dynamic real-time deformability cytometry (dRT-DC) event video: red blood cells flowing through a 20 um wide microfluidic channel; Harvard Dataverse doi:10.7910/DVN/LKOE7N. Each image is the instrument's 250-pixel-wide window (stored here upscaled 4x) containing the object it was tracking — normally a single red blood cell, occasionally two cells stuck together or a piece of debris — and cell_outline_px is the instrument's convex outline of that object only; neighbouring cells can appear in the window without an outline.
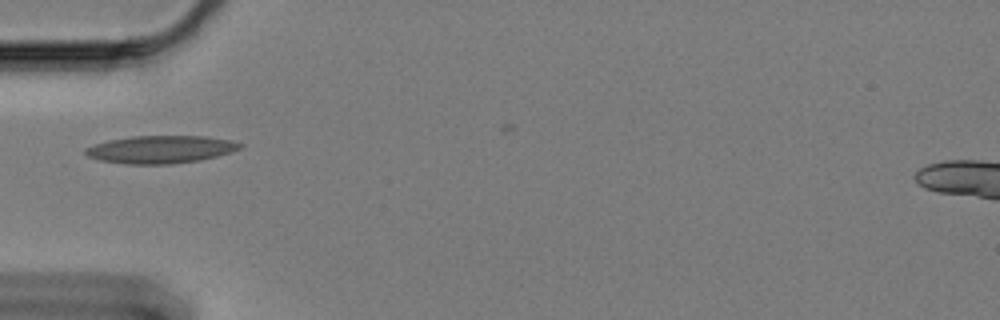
{"species": "Egyptian fruit bat (a non-hibernating species)", "species_latin": "Rousettus aegyptiacus", "temperature_condition": "cold", "stored_images_in_passage": 11, "camera_frame_rate_fps": 3000, "um_per_image_px": 0.085, "animal": {"sex": "female"}, "frame": {"image": 1, "passage_image": 1, "time_ms": 0.0, "image_size_px": [1000, 320], "cell_outline_px": [[244, 144], [240, 148], [216, 156], [200, 160], [172, 164], [124, 164], [100, 160], [88, 156], [84, 152], [84, 148], [108, 140], [132, 136], [208, 136], [232, 140]], "centroid_in_image_um": [13.65, 12.69], "position_along_channel_um": 71.4, "area_um2": 24.91}}
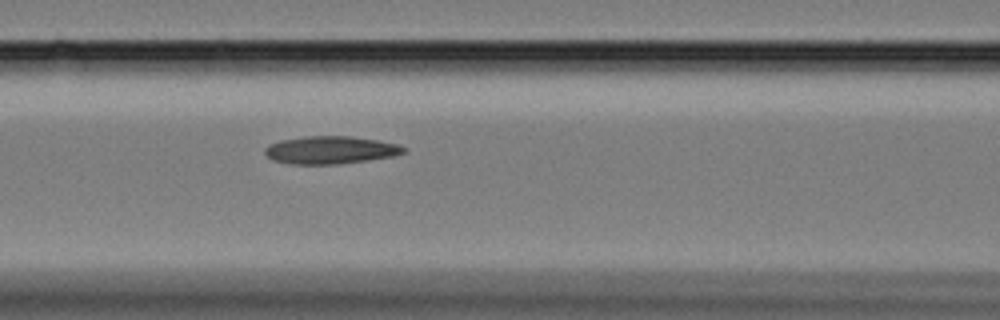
{"frame": {"image": 2, "passage_image": 7, "time_ms": 2.0, "image_size_px": [1000, 320], "cell_outline_px": [[408, 152], [392, 156], [368, 160], [336, 164], [292, 164], [272, 160], [264, 152], [264, 148], [268, 144], [280, 140], [304, 136], [352, 136], [376, 140], [396, 144], [408, 148]], "centroid_in_image_um": [28.08, 12.74], "position_along_channel_um": 138.5, "area_um2": 22.48}}
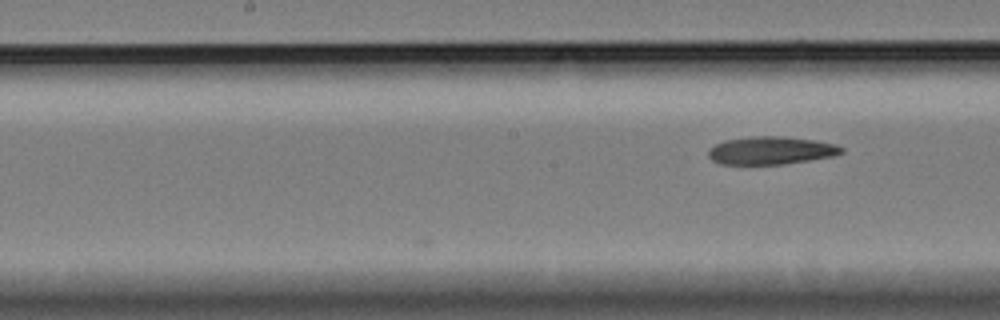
{"frame": {"image": 3, "passage_image": 11, "time_ms": 3.333, "image_size_px": [1000, 320], "cell_outline_px": [[844, 152], [832, 156], [784, 164], [720, 164], [712, 160], [708, 156], [708, 152], [716, 144], [724, 140], [752, 136], [784, 136], [816, 140], [836, 144], [844, 148]], "centroid_in_image_um": [65.55, 12.78], "position_along_channel_um": 182.7, "area_um2": 21.62}}